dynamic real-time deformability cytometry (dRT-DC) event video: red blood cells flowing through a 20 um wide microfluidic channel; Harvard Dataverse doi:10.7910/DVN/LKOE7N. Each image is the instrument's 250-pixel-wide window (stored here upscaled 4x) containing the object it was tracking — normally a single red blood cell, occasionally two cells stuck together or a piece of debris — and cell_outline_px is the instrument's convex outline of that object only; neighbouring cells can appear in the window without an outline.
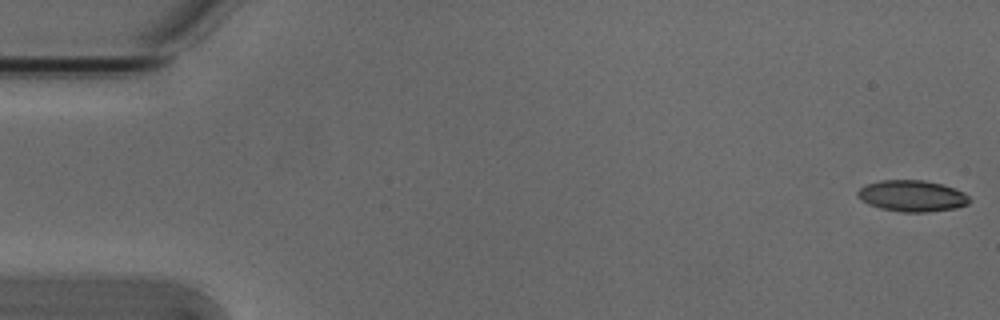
{"species": "Egyptian fruit bat (a non-hibernating species)", "species_latin": "Rousettus aegyptiacus", "temperature_condition": "cold", "stored_images_in_passage": 54, "camera_frame_rate_fps": 3000, "um_per_image_px": 0.085, "animal": {"sex": "male"}, "frame": {"image": 1, "passage_image": 1, "time_ms": 0.0, "image_size_px": [1000, 320], "cell_outline_px": [[972, 200], [968, 204], [956, 208], [928, 212], [904, 212], [880, 208], [868, 204], [860, 200], [856, 196], [856, 192], [864, 184], [880, 180], [924, 180], [940, 184], [964, 192]], "centroid_in_image_um": [77.49, 16.65], "position_along_channel_um": 7.5, "area_um2": 20.52}}
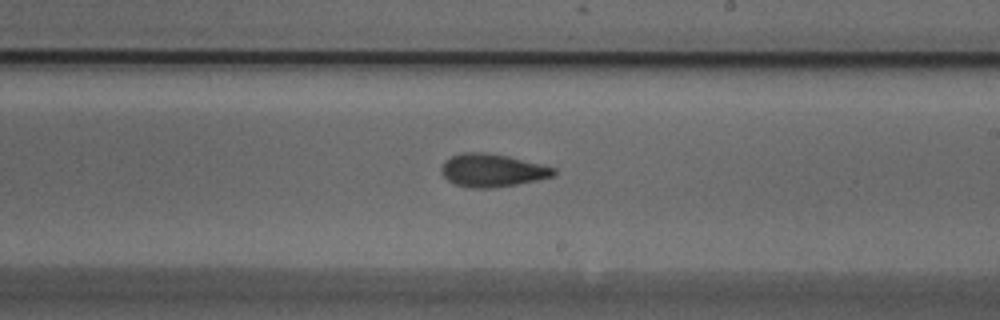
{"frame": {"image": 2, "passage_image": 31, "time_ms": 10.0, "image_size_px": [1000, 320], "cell_outline_px": [[556, 176], [496, 188], [468, 188], [456, 184], [448, 180], [440, 172], [440, 168], [444, 160], [452, 156], [464, 152], [484, 152], [508, 156], [556, 168]], "centroid_in_image_um": [41.82, 14.48], "position_along_channel_um": 247.2, "area_um2": 21.68}}
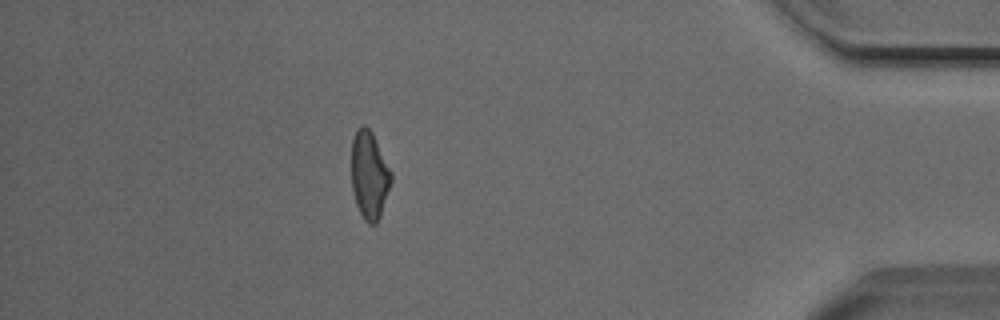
{"frame": {"image": 3, "passage_image": 47, "time_ms": 15.333, "image_size_px": [1000, 320], "cell_outline_px": [[392, 180], [380, 216], [376, 224], [368, 224], [364, 220], [356, 204], [352, 188], [352, 140], [356, 132], [364, 124], [372, 132], [392, 172]], "centroid_in_image_um": [31.4, 14.91], "position_along_channel_um": 403.8, "area_um2": 20.11}, "authors_computed_cell_mechanics": {"area_um2": 20.9236, "velocity_mm_per_s": 3.8452, "shape_relaxation_time_tau1_ms": 6.0798, "shape_relaxation_time_tau2_ms": 3.9216, "deformation_change_tau1": 0.1663, "deformation_change_tau2": 0.1005}}